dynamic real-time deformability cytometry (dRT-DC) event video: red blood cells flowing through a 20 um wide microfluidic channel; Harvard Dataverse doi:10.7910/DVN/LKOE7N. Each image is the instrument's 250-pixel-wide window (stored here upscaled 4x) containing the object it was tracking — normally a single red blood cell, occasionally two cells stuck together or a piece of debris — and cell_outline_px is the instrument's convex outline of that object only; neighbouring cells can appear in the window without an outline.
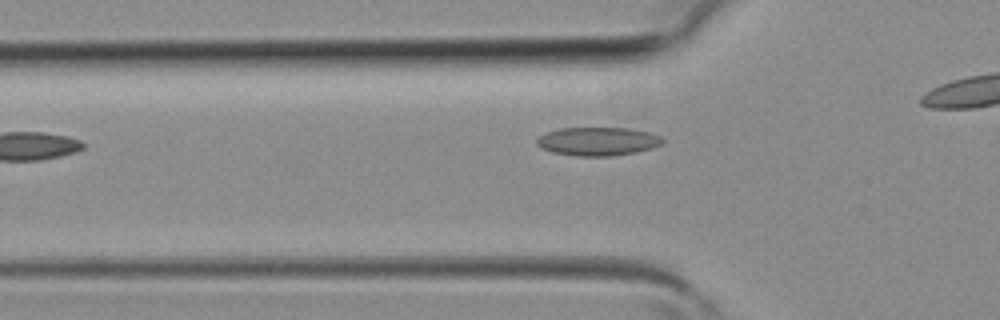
{"species": "common noctule bat (a hibernating species)", "species_latin": "Nyctalus noctula", "temperature_condition": "room temperature", "stored_images_in_passage": 5, "camera_frame_rate_fps": 3000, "um_per_image_px": 0.085, "animal": {"sex": "female", "body_mass_g": 19.3, "forearm_length_mm": 54.1}, "frame": {"image": 1, "passage_image": 5, "time_ms": 1.333, "image_size_px": [1000, 320], "cell_outline_px": [[664, 140], [660, 144], [652, 148], [636, 152], [612, 156], [576, 156], [552, 152], [540, 148], [536, 144], [536, 140], [544, 132], [560, 128], [628, 128], [648, 132], [660, 136]], "centroid_in_image_um": [50.77, 12.02], "position_along_channel_um": 75.0, "area_um2": 20.92}}